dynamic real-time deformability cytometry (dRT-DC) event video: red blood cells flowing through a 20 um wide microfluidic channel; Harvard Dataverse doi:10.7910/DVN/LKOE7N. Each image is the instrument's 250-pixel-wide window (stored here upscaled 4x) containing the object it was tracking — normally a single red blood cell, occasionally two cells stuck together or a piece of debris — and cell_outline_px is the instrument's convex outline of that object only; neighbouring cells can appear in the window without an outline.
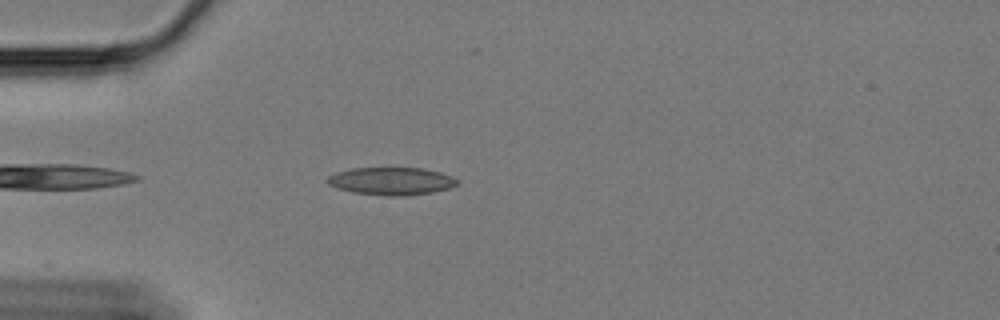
{"species": "Egyptian fruit bat (a non-hibernating species)", "species_latin": "Rousettus aegyptiacus", "temperature_condition": "cold", "stored_images_in_passage": 8, "camera_frame_rate_fps": 3000, "um_per_image_px": 0.085, "animal": {"sex": "female"}, "frame": {"image": 1, "passage_image": 2, "time_ms": 0.333, "image_size_px": [1000, 320], "cell_outline_px": [[460, 184], [448, 188], [432, 192], [404, 196], [388, 196], [352, 192], [336, 188], [328, 184], [324, 180], [328, 176], [336, 172], [352, 168], [424, 168], [440, 172], [452, 176], [460, 180]], "centroid_in_image_um": [33.26, 15.39], "position_along_channel_um": 51.7, "area_um2": 21.15}}